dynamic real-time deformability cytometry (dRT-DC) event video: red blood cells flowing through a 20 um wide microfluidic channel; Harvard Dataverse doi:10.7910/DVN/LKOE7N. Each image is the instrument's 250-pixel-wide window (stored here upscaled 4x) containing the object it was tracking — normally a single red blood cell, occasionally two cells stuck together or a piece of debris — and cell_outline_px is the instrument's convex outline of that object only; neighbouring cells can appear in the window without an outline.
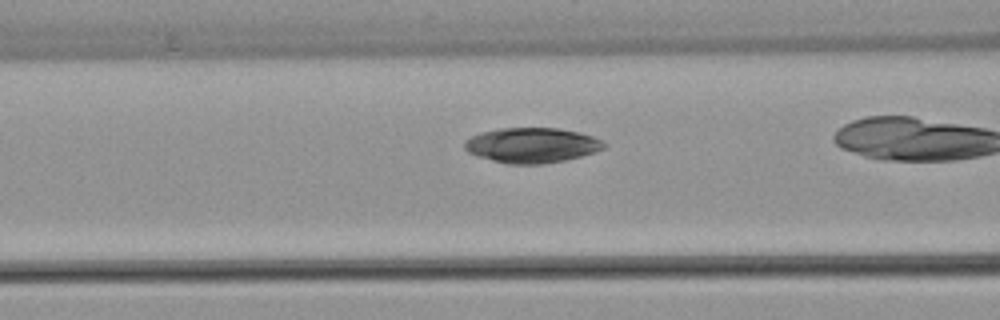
{"species": "common noctule bat (a hibernating species)", "species_latin": "Nyctalus noctula", "temperature_condition": "warm", "stored_images_in_passage": 39, "camera_frame_rate_fps": 3000, "um_per_image_px": 0.085, "animal": {"sex": "female", "body_mass_g": 22.7, "forearm_length_mm": 54.2}, "frame": {"image": 1, "passage_image": 19, "time_ms": 6.0, "image_size_px": [1000, 320], "cell_outline_px": [[608, 144], [604, 148], [580, 156], [564, 160], [544, 164], [508, 164], [476, 156], [468, 152], [464, 148], [464, 140], [480, 132], [500, 128], [556, 128], [580, 132], [592, 136]], "centroid_in_image_um": [45.17, 12.34], "position_along_channel_um": 121.4, "area_um2": 28.5}}
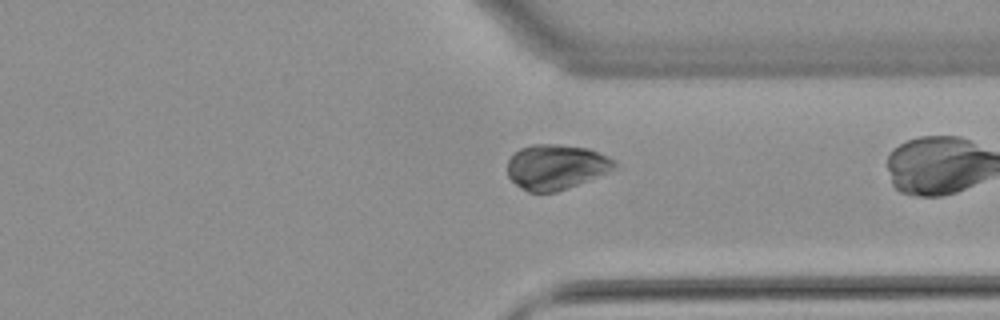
{"frame": {"image": 2, "passage_image": 38, "time_ms": 12.333, "image_size_px": [1000, 320], "cell_outline_px": [[620, 164], [608, 172], [588, 180], [556, 192], [528, 192], [516, 184], [508, 176], [508, 160], [520, 148], [532, 144], [556, 144], [588, 148], [608, 156], [616, 160]], "centroid_in_image_um": [47.29, 14.18], "position_along_channel_um": 364.1, "area_um2": 28.03}}